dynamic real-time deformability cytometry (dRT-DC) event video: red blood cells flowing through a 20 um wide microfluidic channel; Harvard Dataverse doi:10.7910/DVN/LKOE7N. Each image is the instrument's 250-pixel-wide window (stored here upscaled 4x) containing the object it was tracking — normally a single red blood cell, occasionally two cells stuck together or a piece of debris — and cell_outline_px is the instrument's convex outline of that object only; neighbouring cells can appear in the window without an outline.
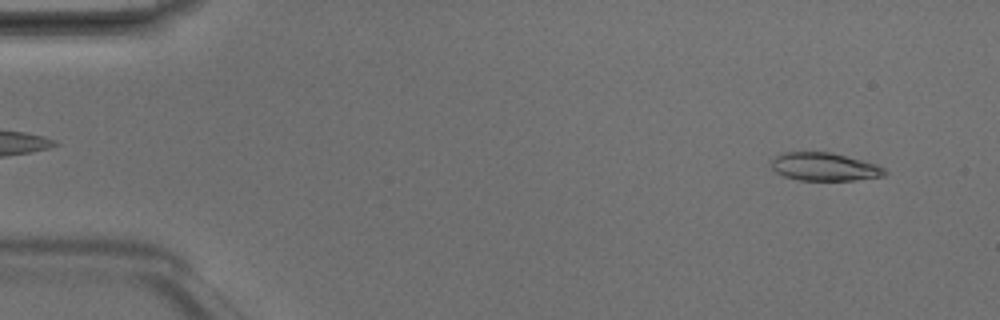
{"species": "Egyptian fruit bat (a non-hibernating species)", "species_latin": "Rousettus aegyptiacus", "temperature_condition": "room temperature", "stored_images_in_passage": 3, "camera_frame_rate_fps": 3000, "um_per_image_px": 0.085, "animal": {"sex": "male"}, "frame": {"image": 1, "passage_image": 3, "time_ms": 0.667, "image_size_px": [1000, 320], "cell_outline_px": [[888, 172], [884, 176], [852, 180], [800, 180], [784, 176], [776, 172], [772, 168], [772, 160], [780, 152], [828, 152], [876, 164], [884, 168]], "centroid_in_image_um": [70.06, 14.18], "position_along_channel_um": 14.9, "area_um2": 18.32}}